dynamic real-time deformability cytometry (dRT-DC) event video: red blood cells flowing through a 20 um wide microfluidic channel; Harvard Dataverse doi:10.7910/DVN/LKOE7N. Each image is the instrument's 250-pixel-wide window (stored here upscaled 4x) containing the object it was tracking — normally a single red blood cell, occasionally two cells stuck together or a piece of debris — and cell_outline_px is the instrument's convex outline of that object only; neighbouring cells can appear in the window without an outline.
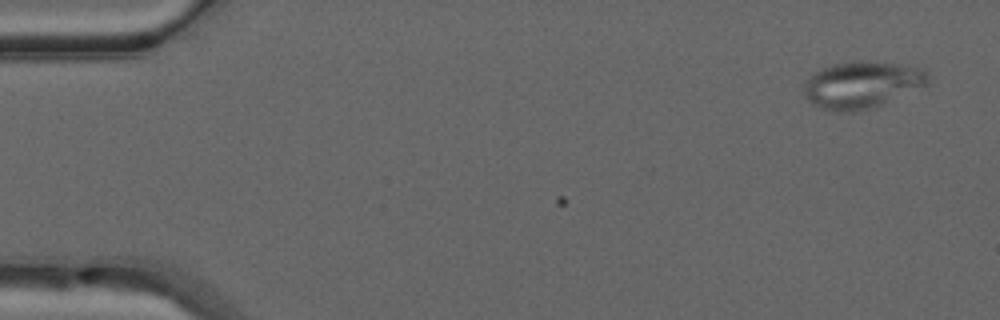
{"species": "common noctule bat (a hibernating species)", "species_latin": "Nyctalus noctula", "temperature_condition": "warm", "stored_images_in_passage": 7, "camera_frame_rate_fps": 3000, "um_per_image_px": 0.085, "animal": {"sex": "male", "forearm_length_mm": 52.5}, "frame": {"image": 1, "passage_image": 1, "time_ms": 0.0, "image_size_px": [1000, 320], "cell_outline_px": [[932, 76], [928, 84], [872, 108], [856, 112], [832, 112], [812, 104], [804, 96], [804, 84], [808, 76], [820, 68], [832, 64], [860, 60], [896, 64], [924, 68]], "centroid_in_image_um": [73.24, 7.2], "position_along_channel_um": 11.8, "area_um2": 34.22}}